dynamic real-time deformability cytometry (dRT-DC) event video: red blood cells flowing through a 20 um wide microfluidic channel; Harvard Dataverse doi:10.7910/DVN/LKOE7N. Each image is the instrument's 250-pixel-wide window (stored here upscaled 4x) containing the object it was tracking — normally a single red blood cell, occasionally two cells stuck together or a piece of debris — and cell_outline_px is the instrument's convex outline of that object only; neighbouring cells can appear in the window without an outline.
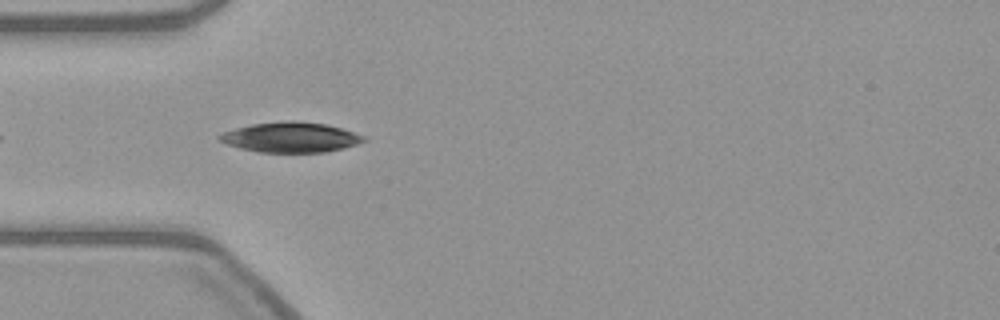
{"species": "common noctule bat (a hibernating species)", "species_latin": "Nyctalus noctula", "temperature_condition": "warm", "stored_images_in_passage": 6, "camera_frame_rate_fps": 3000, "um_per_image_px": 0.085, "animal": {"sex": "female", "body_mass_g": 21.9}, "frame": {"image": 1, "passage_image": 3, "time_ms": 0.667, "image_size_px": [1000, 320], "cell_outline_px": [[368, 140], [356, 144], [324, 152], [256, 152], [240, 148], [228, 144], [220, 140], [216, 136], [224, 132], [236, 128], [252, 124], [292, 120], [328, 124], [364, 136]], "centroid_in_image_um": [24.69, 11.66], "position_along_channel_um": 60.3, "area_um2": 25.03}}
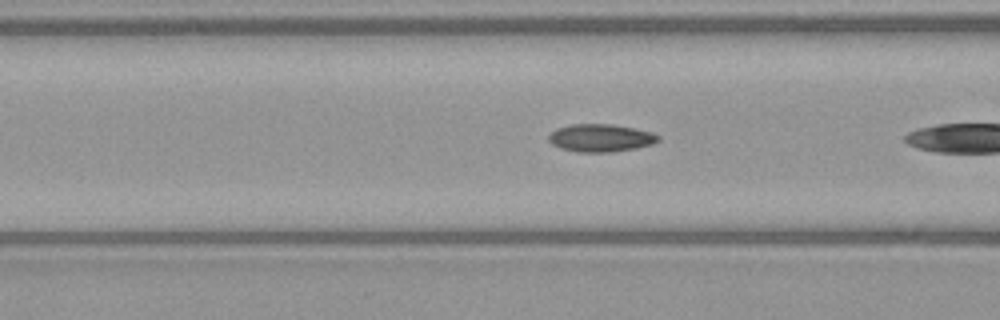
{"frame": {"image": 2, "passage_image": 5, "time_ms": 1.333, "image_size_px": [1000, 320], "cell_outline_px": [[660, 140], [652, 144], [636, 148], [612, 152], [576, 152], [560, 148], [552, 144], [548, 140], [548, 136], [556, 128], [572, 124], [612, 124], [636, 128], [652, 132], [660, 136]], "centroid_in_image_um": [51.06, 11.72], "position_along_channel_um": 115.5, "area_um2": 17.86}}